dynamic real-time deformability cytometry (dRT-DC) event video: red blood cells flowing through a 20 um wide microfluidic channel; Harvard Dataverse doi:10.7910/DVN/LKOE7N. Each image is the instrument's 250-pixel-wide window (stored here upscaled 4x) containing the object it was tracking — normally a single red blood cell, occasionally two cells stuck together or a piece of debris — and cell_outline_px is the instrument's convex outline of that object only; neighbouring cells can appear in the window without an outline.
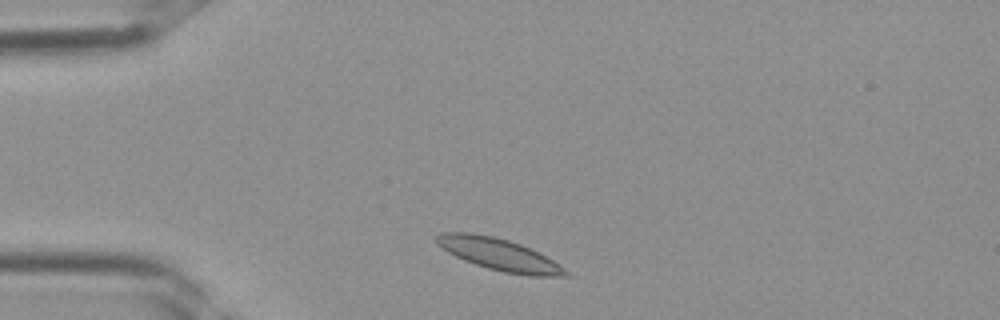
{"species": "Egyptian fruit bat (a non-hibernating species)", "species_latin": "Rousettus aegyptiacus", "temperature_condition": "room temperature", "stored_images_in_passage": 27, "camera_frame_rate_fps": 3000, "um_per_image_px": 0.085, "frame": {"image": 1, "passage_image": 2, "time_ms": 0.333, "image_size_px": [1000, 320], "cell_outline_px": [[568, 276], [528, 276], [504, 272], [488, 268], [464, 260], [448, 252], [436, 244], [432, 240], [440, 232], [472, 232], [492, 236], [508, 240], [520, 244], [552, 260], [564, 268], [568, 272]], "centroid_in_image_um": [42.35, 21.61], "position_along_channel_um": 42.7, "area_um2": 23.81}}
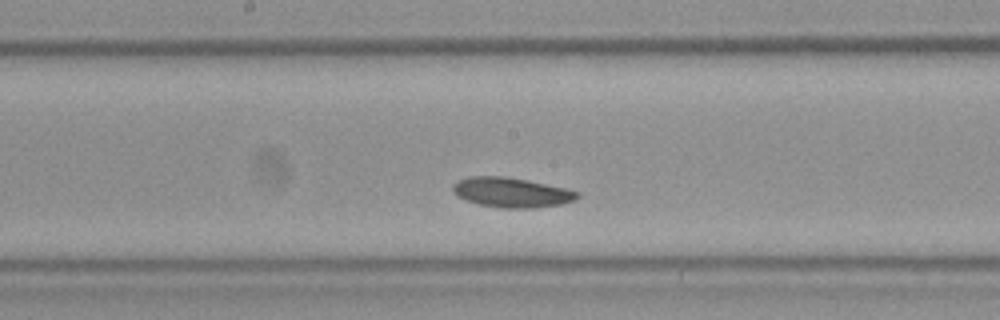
{"frame": {"image": 2, "passage_image": 13, "time_ms": 4.0, "image_size_px": [1000, 320], "cell_outline_px": [[580, 196], [572, 200], [560, 204], [532, 208], [500, 208], [480, 204], [464, 200], [456, 196], [452, 192], [452, 184], [456, 180], [468, 176], [504, 176], [528, 180], [568, 188], [580, 192]], "centroid_in_image_um": [43.43, 16.34], "position_along_channel_um": 204.8, "area_um2": 21.91}}
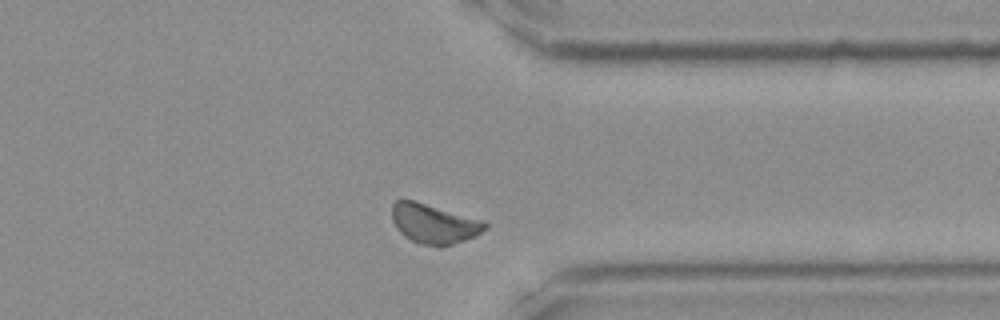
{"frame": {"image": 3, "passage_image": 23, "time_ms": 7.333, "image_size_px": [1000, 320], "cell_outline_px": [[488, 228], [476, 236], [440, 248], [420, 244], [404, 236], [396, 228], [392, 220], [392, 204], [396, 200], [412, 200], [484, 220], [488, 224]], "centroid_in_image_um": [36.9, 19.04], "position_along_channel_um": 374.5, "area_um2": 21.62}}